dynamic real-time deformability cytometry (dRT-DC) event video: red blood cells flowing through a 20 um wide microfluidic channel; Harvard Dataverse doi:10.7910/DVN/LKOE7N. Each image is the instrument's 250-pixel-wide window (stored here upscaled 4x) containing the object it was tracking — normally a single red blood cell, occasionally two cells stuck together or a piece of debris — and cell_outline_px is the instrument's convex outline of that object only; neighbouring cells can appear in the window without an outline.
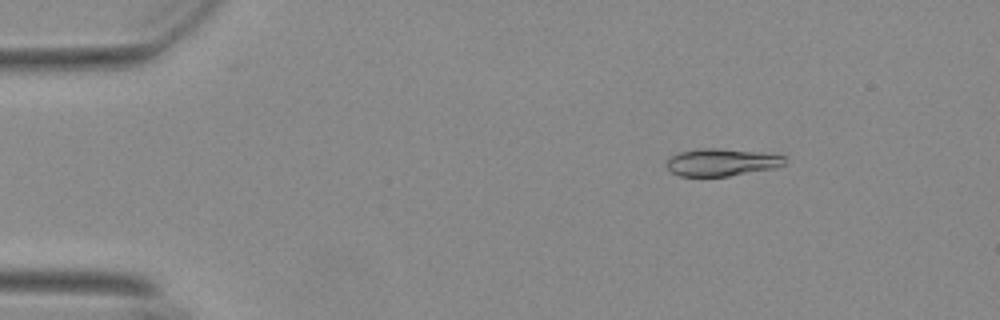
{"species": "Egyptian fruit bat (a non-hibernating species)", "species_latin": "Rousettus aegyptiacus", "temperature_condition": "warm", "stored_images_in_passage": 48, "camera_frame_rate_fps": 3000, "um_per_image_px": 0.085, "animal": {"sex": "female"}, "frame": {"image": 1, "passage_image": 1, "time_ms": 0.0, "image_size_px": [1000, 320], "cell_outline_px": [[784, 164], [772, 168], [728, 176], [680, 176], [672, 172], [664, 164], [672, 156], [680, 152], [700, 148], [716, 148], [752, 152], [784, 156]], "centroid_in_image_um": [61.25, 13.8], "position_along_channel_um": 23.8, "area_um2": 18.32}}
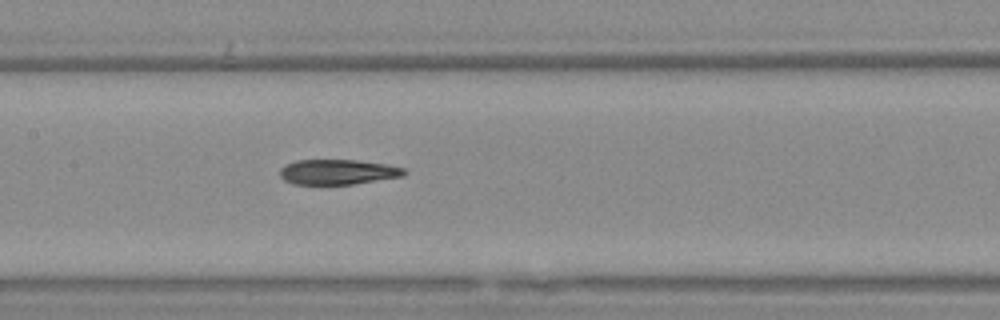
{"frame": {"image": 2, "passage_image": 20, "time_ms": 6.333, "image_size_px": [1000, 320], "cell_outline_px": [[408, 172], [404, 176], [352, 184], [296, 184], [284, 180], [280, 176], [280, 168], [284, 164], [296, 160], [356, 160], [388, 164], [404, 168]], "centroid_in_image_um": [28.72, 14.61], "position_along_channel_um": 178.7, "area_um2": 18.26}}
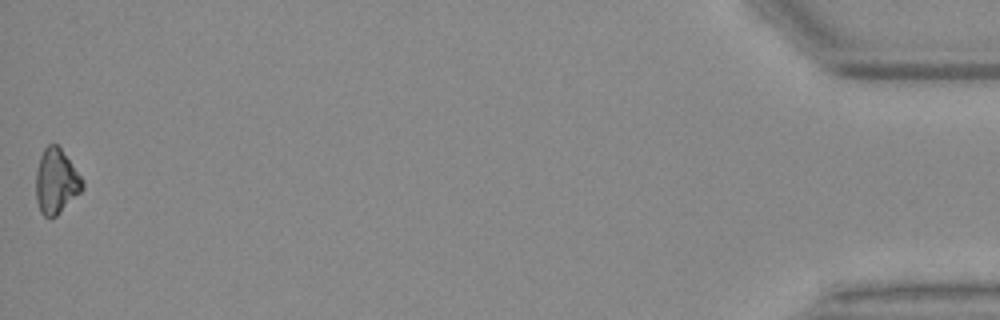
{"frame": {"image": 3, "passage_image": 48, "time_ms": 15.667, "image_size_px": [1000, 320], "cell_outline_px": [[84, 188], [56, 216], [44, 216], [40, 212], [36, 200], [36, 172], [40, 156], [44, 148], [48, 144], [56, 144], [60, 148], [84, 180]], "centroid_in_image_um": [4.76, 15.41], "position_along_channel_um": 430.4, "area_um2": 17.4}}